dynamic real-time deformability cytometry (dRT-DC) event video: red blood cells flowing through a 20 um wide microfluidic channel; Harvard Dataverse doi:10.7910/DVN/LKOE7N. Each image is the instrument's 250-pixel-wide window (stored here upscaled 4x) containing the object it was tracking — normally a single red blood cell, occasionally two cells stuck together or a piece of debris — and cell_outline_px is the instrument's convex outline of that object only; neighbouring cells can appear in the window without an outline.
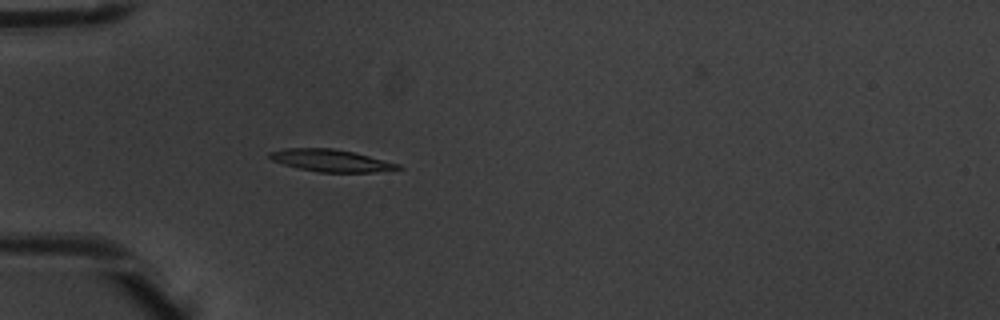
{"species": "common noctule bat (a hibernating species)", "species_latin": "Nyctalus noctula", "temperature_condition": "warm", "stored_images_in_passage": 3, "camera_frame_rate_fps": 3000, "um_per_image_px": 0.085, "animal": {"sex": "male", "body_mass_g": 20.1, "forearm_length_mm": 53.5}, "frame": {"image": 1, "passage_image": 3, "time_ms": 0.667, "image_size_px": [1000, 320], "cell_outline_px": [[404, 168], [372, 172], [320, 172], [300, 168], [284, 164], [272, 160], [268, 156], [268, 152], [284, 148], [332, 148], [352, 152], [400, 164]], "centroid_in_image_um": [28.11, 13.64], "position_along_channel_um": 56.9, "area_um2": 16.36}}